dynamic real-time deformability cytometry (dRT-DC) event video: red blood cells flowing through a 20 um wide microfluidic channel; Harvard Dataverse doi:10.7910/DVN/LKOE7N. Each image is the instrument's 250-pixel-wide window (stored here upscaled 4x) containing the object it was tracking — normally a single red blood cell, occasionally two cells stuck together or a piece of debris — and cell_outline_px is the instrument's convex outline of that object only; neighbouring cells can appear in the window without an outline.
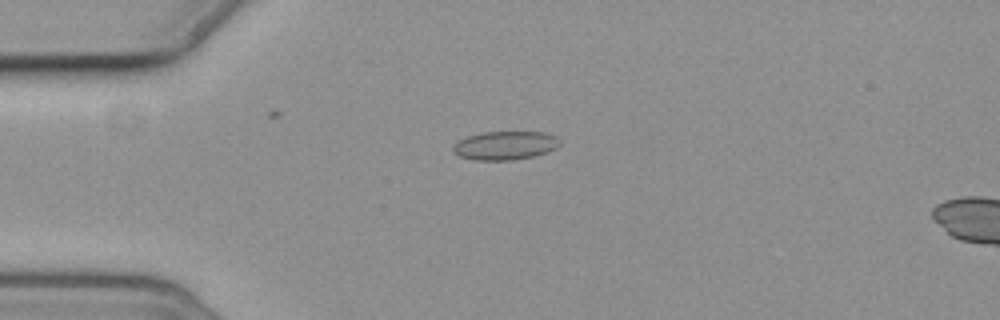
{"species": "common noctule bat (a hibernating species)", "species_latin": "Nyctalus noctula", "temperature_condition": "cold", "stored_images_in_passage": 6, "segment_of_instrument_passage": [1, 2], "camera_frame_rate_fps": 3000, "um_per_image_px": 0.085, "animal": {"sex": "female", "body_mass_g": 19.3, "forearm_length_mm": 54.1}, "frame": {"image": 1, "passage_image": 4, "time_ms": 4.0, "image_size_px": [1000, 320], "cell_outline_px": [[560, 144], [556, 148], [548, 152], [532, 156], [512, 160], [472, 160], [460, 156], [452, 152], [452, 144], [456, 140], [468, 136], [484, 132], [544, 132], [556, 136], [560, 140]], "centroid_in_image_um": [42.9, 12.36], "position_along_channel_um": 42.1, "area_um2": 17.98}}